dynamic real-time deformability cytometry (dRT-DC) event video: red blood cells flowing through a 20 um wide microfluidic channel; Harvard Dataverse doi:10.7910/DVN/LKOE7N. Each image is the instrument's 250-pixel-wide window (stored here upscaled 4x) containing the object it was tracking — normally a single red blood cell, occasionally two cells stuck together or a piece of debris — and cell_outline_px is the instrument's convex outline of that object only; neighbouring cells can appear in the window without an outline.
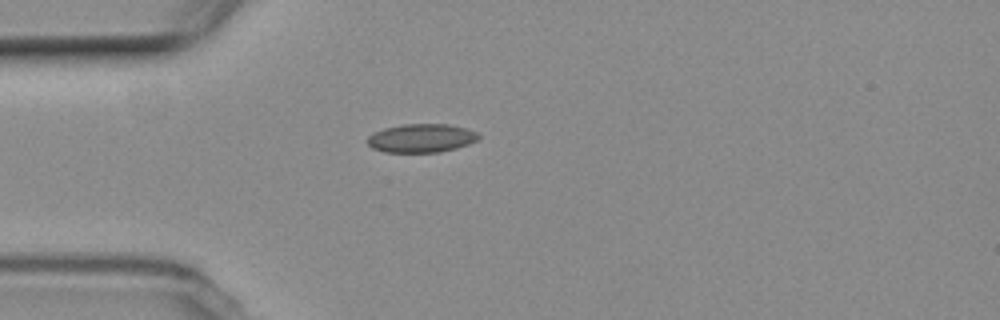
{"species": "common noctule bat (a hibernating species)", "species_latin": "Nyctalus noctula", "temperature_condition": "room temperature", "stored_images_in_passage": 1, "camera_frame_rate_fps": 3000, "um_per_image_px": 0.085, "animal": {"sex": "female", "body_mass_g": 19.3, "forearm_length_mm": 54.1}, "frame": {"image": 1, "passage_image": 1, "time_ms": 0.0, "image_size_px": [1000, 320], "cell_outline_px": [[480, 136], [476, 140], [468, 144], [456, 148], [440, 152], [384, 152], [372, 148], [364, 140], [372, 132], [384, 128], [404, 124], [448, 124], [464, 128], [476, 132]], "centroid_in_image_um": [35.75, 11.74], "position_along_channel_um": 49.3, "area_um2": 18.55}}